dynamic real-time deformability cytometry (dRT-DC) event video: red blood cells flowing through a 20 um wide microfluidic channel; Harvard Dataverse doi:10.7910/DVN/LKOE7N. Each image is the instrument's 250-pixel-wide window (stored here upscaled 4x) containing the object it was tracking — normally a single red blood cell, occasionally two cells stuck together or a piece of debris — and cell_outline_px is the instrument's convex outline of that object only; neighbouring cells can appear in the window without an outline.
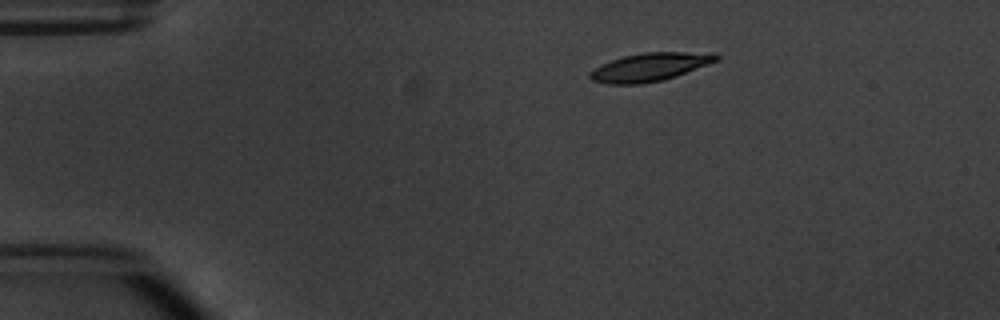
{"species": "common noctule bat (a hibernating species)", "species_latin": "Nyctalus noctula", "temperature_condition": "warm", "stored_images_in_passage": 7, "camera_frame_rate_fps": 3000, "um_per_image_px": 0.085, "animal": {"sex": "male", "body_mass_g": 20.1, "forearm_length_mm": 53.5}, "frame": {"image": 1, "passage_image": 1, "time_ms": 0.0, "image_size_px": [1000, 320], "cell_outline_px": [[720, 60], [676, 76], [664, 80], [640, 84], [608, 84], [592, 80], [588, 76], [588, 72], [612, 60], [624, 56], [644, 52], [716, 52], [720, 56]], "centroid_in_image_um": [55.3, 5.69], "position_along_channel_um": 29.7, "area_um2": 20.87}}
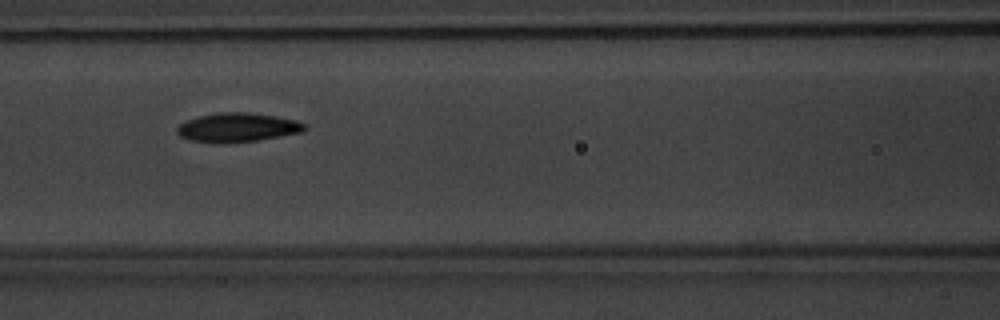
{"frame": {"image": 2, "passage_image": 5, "time_ms": 4.667, "image_size_px": [1000, 320], "cell_outline_px": [[308, 128], [304, 132], [256, 140], [228, 144], [220, 144], [188, 140], [180, 136], [176, 132], [176, 128], [180, 124], [188, 120], [200, 116], [216, 112], [244, 112], [276, 116], [296, 120], [308, 124]], "centroid_in_image_um": [20.2, 10.85], "position_along_channel_um": 146.4, "area_um2": 21.91}}
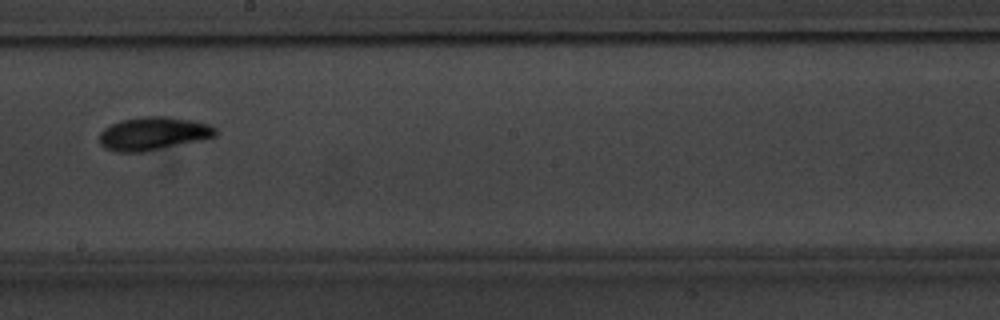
{"frame": {"image": 3, "passage_image": 7, "time_ms": 7.0, "image_size_px": [1000, 320], "cell_outline_px": [[216, 136], [200, 140], [144, 152], [116, 152], [104, 148], [100, 144], [100, 132], [104, 128], [120, 120], [144, 116], [168, 116], [192, 120], [212, 124], [216, 128]], "centroid_in_image_um": [13.03, 11.35], "position_along_channel_um": 235.2, "area_um2": 22.6}}